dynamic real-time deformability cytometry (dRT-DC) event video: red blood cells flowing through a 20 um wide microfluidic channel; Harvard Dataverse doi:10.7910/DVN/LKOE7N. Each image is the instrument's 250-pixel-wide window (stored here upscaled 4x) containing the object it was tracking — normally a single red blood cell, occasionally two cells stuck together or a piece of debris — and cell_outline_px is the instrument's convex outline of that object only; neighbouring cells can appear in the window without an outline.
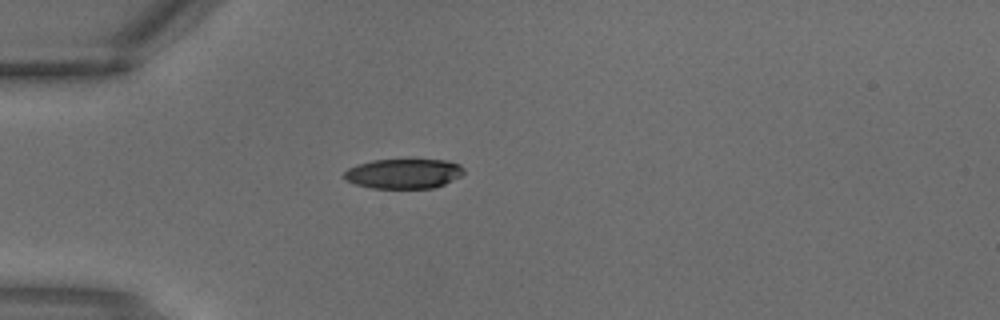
{"species": "common noctule bat (a hibernating species)", "species_latin": "Nyctalus noctula", "temperature_condition": "warm", "stored_images_in_passage": 1, "camera_frame_rate_fps": 3000, "um_per_image_px": 0.085, "animal": {"sex": "male", "body_mass_g": 18.8}, "frame": {"image": 1, "passage_image": 1, "time_ms": 0.0, "image_size_px": [1000, 320], "cell_outline_px": [[464, 172], [460, 176], [436, 188], [372, 188], [356, 184], [344, 180], [344, 172], [348, 168], [356, 164], [372, 160], [448, 160], [460, 164], [464, 168]], "centroid_in_image_um": [34.3, 14.76], "position_along_channel_um": 50.7, "area_um2": 20.87}}